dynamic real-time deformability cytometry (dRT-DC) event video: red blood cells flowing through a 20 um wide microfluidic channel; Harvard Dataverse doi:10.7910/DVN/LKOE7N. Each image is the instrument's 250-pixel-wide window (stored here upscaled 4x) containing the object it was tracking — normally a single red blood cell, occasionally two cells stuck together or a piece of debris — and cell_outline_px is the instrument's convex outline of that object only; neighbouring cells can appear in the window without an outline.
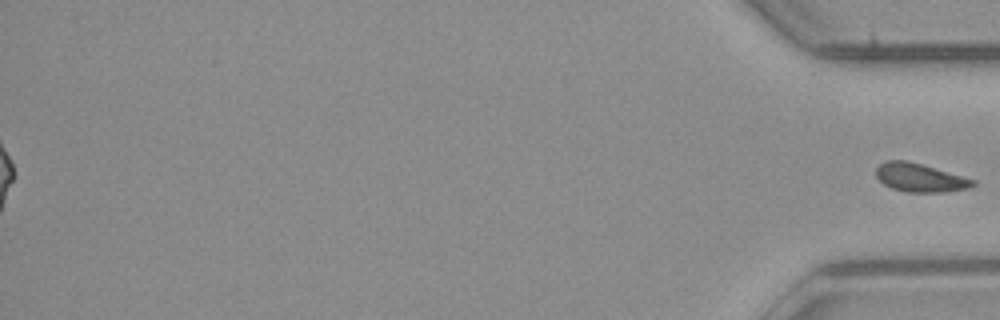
{"species": "common noctule bat (a hibernating species)", "species_latin": "Nyctalus noctula", "temperature_condition": "room temperature", "stored_images_in_passage": 54, "segment_of_instrument_passage": [2, 2], "camera_frame_rate_fps": 3000, "um_per_image_px": 0.085, "animal": {"sex": "male", "body_mass_g": 23.1, "forearm_length_mm": 52.7}, "frame": {"image": 1, "passage_image": 54, "time_ms": 17.667, "image_size_px": [1000, 320], "cell_outline_px": [[976, 184], [972, 188], [944, 192], [908, 192], [892, 188], [884, 184], [876, 176], [876, 168], [880, 164], [888, 160], [904, 160], [920, 164], [976, 180]], "centroid_in_image_um": [78.22, 15.11], "position_along_channel_um": 357.0, "area_um2": 15.9}}